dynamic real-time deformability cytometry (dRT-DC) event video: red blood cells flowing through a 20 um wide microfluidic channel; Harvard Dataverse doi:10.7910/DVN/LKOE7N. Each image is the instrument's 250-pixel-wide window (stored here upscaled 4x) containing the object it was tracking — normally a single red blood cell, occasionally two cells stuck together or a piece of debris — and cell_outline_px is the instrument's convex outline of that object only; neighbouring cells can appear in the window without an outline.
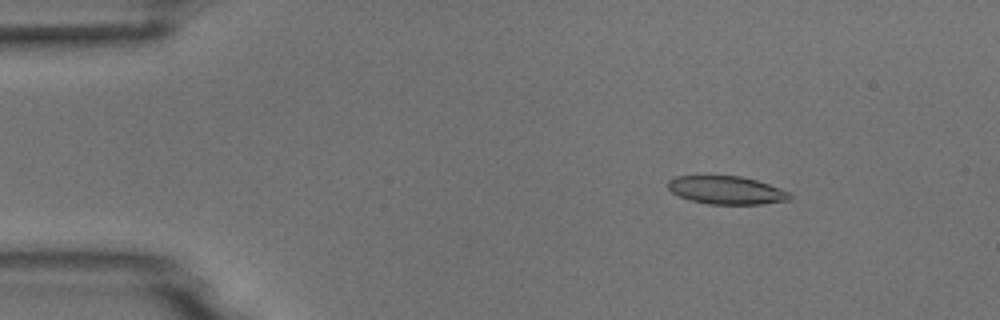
{"species": "common noctule bat (a hibernating species)", "species_latin": "Nyctalus noctula", "temperature_condition": "room temperature", "stored_images_in_passage": 6, "camera_frame_rate_fps": 3000, "um_per_image_px": 0.085, "animal": {"sex": "male", "body_mass_g": 18.8}, "frame": {"image": 1, "passage_image": 2, "time_ms": 1.333, "image_size_px": [1000, 320], "cell_outline_px": [[792, 196], [788, 200], [760, 204], [712, 204], [692, 200], [680, 196], [672, 192], [668, 188], [668, 180], [676, 176], [740, 176], [756, 180], [792, 192]], "centroid_in_image_um": [61.78, 16.16], "position_along_channel_um": 23.2, "area_um2": 19.77}}
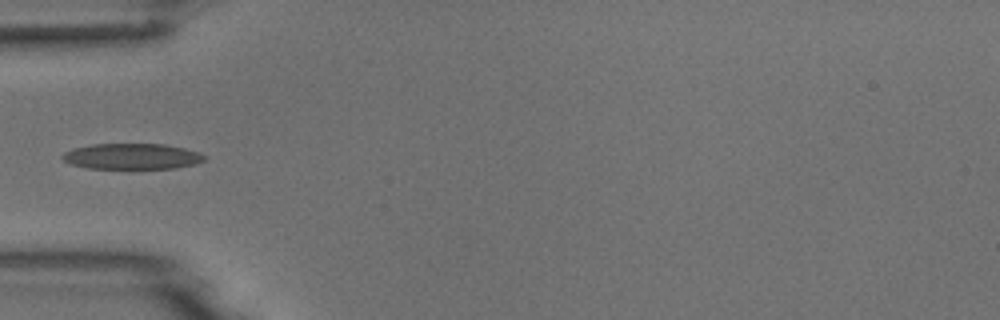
{"frame": {"image": 2, "passage_image": 5, "time_ms": 4.667, "image_size_px": [1000, 320], "cell_outline_px": [[204, 160], [196, 164], [176, 168], [88, 168], [72, 164], [64, 160], [60, 156], [64, 152], [72, 148], [92, 144], [164, 144], [184, 148], [200, 152], [204, 156]], "centroid_in_image_um": [11.21, 13.28], "position_along_channel_um": 73.8, "area_um2": 21.27}}